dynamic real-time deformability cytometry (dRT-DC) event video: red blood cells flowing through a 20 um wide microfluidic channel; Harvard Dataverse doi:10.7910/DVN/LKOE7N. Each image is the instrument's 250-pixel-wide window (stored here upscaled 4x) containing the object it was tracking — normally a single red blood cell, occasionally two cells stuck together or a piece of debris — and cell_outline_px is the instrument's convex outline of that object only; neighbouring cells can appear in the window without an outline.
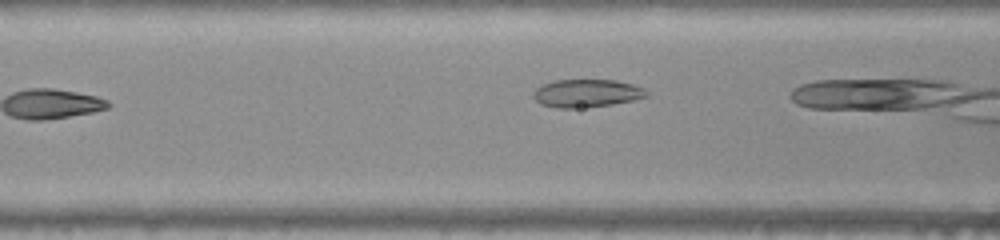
{"species": "common noctule bat (a hibernating species)", "species_latin": "Nyctalus noctula", "temperature_condition": "warm", "stored_images_in_passage": 8, "camera_frame_rate_fps": 3000, "um_per_image_px": 0.085, "animal": {"sex": "female", "body_mass_g": 22.0, "forearm_length_mm": 56.7}, "frame": {"image": 1, "passage_image": 6, "time_ms": 1.667, "image_size_px": [1000, 240], "cell_outline_px": [[648, 96], [632, 100], [612, 104], [572, 108], [556, 108], [540, 104], [532, 96], [532, 92], [536, 88], [544, 84], [556, 80], [616, 80], [632, 84], [644, 88], [648, 92]], "centroid_in_image_um": [49.85, 7.92], "position_along_channel_um": 116.8, "area_um2": 18.32}}